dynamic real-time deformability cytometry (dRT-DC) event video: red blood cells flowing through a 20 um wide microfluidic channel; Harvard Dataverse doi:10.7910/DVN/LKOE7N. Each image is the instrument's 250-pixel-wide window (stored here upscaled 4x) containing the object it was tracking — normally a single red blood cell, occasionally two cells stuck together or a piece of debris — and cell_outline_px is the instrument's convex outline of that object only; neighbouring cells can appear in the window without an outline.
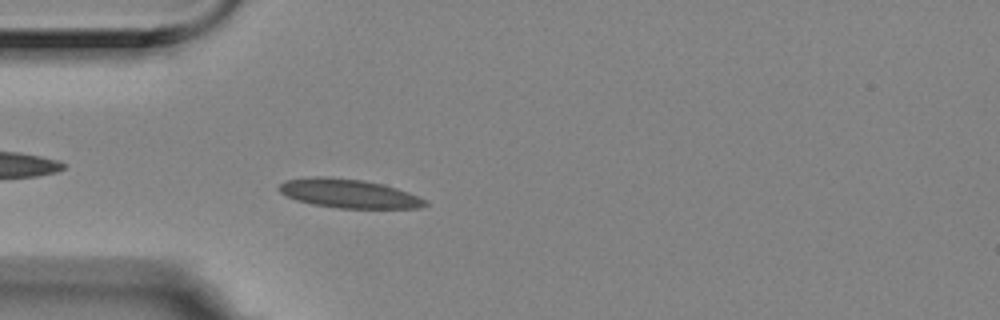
{"species": "Egyptian fruit bat (a non-hibernating species)", "species_latin": "Rousettus aegyptiacus", "temperature_condition": "room temperature", "stored_images_in_passage": 5, "camera_frame_rate_fps": 3000, "um_per_image_px": 0.085, "animal": {"sex": "female"}, "frame": {"image": 1, "passage_image": 4, "time_ms": 1.0, "image_size_px": [1000, 320], "cell_outline_px": [[428, 204], [420, 208], [340, 208], [312, 204], [296, 200], [280, 192], [276, 188], [284, 180], [312, 176], [324, 176], [364, 180], [384, 184], [408, 192], [428, 200]], "centroid_in_image_um": [29.64, 16.44], "position_along_channel_um": 55.4, "area_um2": 24.74}}